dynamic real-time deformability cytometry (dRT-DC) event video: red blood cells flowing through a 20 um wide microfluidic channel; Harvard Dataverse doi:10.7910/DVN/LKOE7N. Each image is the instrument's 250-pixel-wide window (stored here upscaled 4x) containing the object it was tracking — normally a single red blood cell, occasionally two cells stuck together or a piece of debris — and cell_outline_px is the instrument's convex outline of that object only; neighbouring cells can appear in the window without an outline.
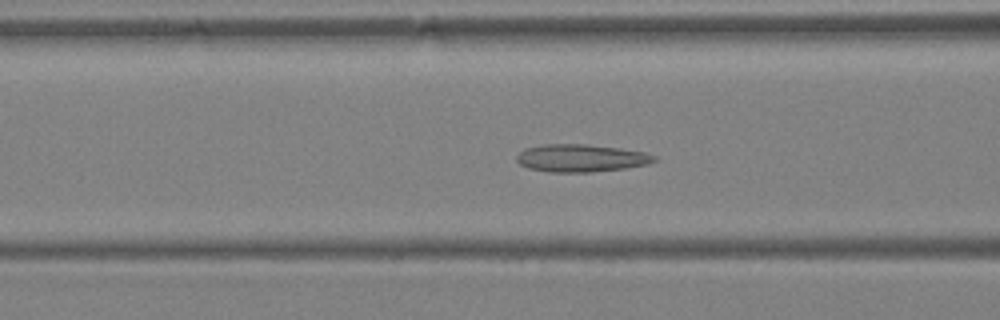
{"species": "Egyptian fruit bat (a non-hibernating species)", "species_latin": "Rousettus aegyptiacus", "temperature_condition": "warm", "stored_images_in_passage": 42, "camera_frame_rate_fps": 3000, "um_per_image_px": 0.085, "animal": {"sex": "female"}, "frame": {"image": 1, "passage_image": 17, "time_ms": 5.333, "image_size_px": [1000, 320], "cell_outline_px": [[656, 160], [648, 164], [628, 168], [592, 172], [548, 172], [528, 168], [520, 164], [516, 160], [516, 156], [524, 148], [544, 144], [584, 144], [620, 148], [644, 152], [656, 156]], "centroid_in_image_um": [49.38, 13.44], "position_along_channel_um": 117.2, "area_um2": 22.25}}
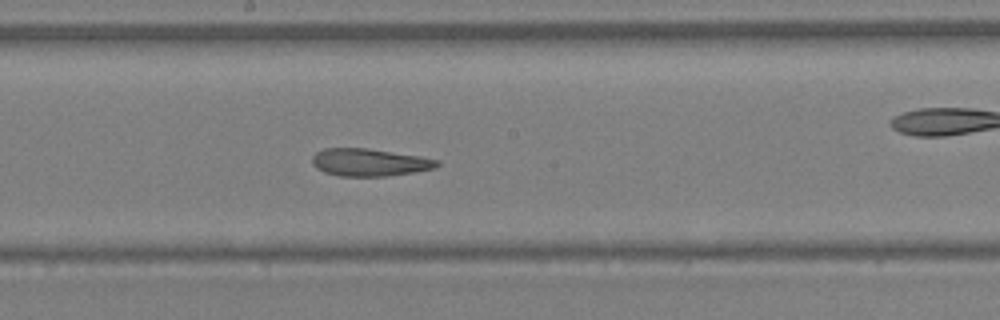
{"frame": {"image": 2, "passage_image": 23, "time_ms": 7.333, "image_size_px": [1000, 320], "cell_outline_px": [[440, 164], [436, 168], [412, 172], [384, 176], [340, 176], [324, 172], [316, 168], [312, 164], [312, 156], [316, 152], [324, 148], [368, 148], [420, 156], [440, 160]], "centroid_in_image_um": [31.39, 13.79], "position_along_channel_um": 216.8, "area_um2": 20.06}}
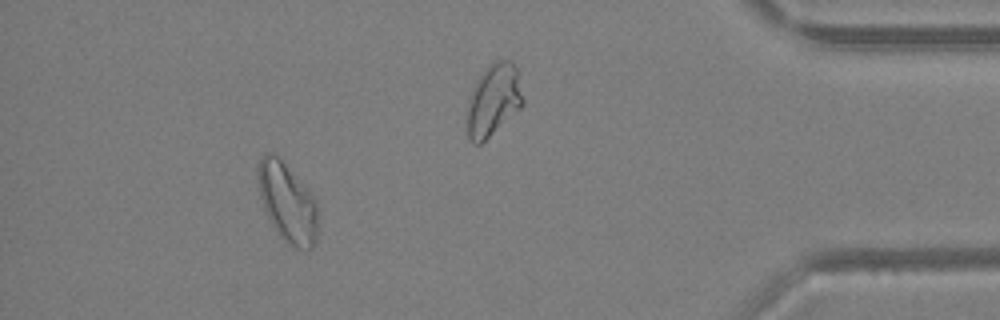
{"frame": {"image": 3, "passage_image": 38, "time_ms": 12.333, "image_size_px": [1000, 320], "cell_outline_px": [[316, 244], [312, 248], [292, 248], [276, 232], [264, 208], [260, 196], [256, 176], [256, 168], [260, 156], [268, 152], [272, 152], [284, 164], [316, 200]], "centroid_in_image_um": [24.37, 17.22], "position_along_channel_um": 410.8, "area_um2": 27.22}, "authors_computed_cell_mechanics": {"area_um2": 23.7847, "velocity_mm_per_s": 4.988, "shape_relaxation_time_tau1_ms": null, "shape_relaxation_time_tau2_ms": 3.514, "deformation_change_tau1": null, "deformation_change_tau2": 0.1304}}